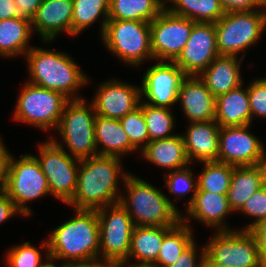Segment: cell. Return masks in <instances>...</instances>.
I'll return each instance as SVG.
<instances>
[{"instance_id": "cell-26", "label": "cell", "mask_w": 266, "mask_h": 267, "mask_svg": "<svg viewBox=\"0 0 266 267\" xmlns=\"http://www.w3.org/2000/svg\"><path fill=\"white\" fill-rule=\"evenodd\" d=\"M265 184L266 168L264 164L234 166L227 193L229 205L233 212L239 211L250 196Z\"/></svg>"}, {"instance_id": "cell-39", "label": "cell", "mask_w": 266, "mask_h": 267, "mask_svg": "<svg viewBox=\"0 0 266 267\" xmlns=\"http://www.w3.org/2000/svg\"><path fill=\"white\" fill-rule=\"evenodd\" d=\"M251 107V123L253 116L266 118V85L259 79L247 86Z\"/></svg>"}, {"instance_id": "cell-38", "label": "cell", "mask_w": 266, "mask_h": 267, "mask_svg": "<svg viewBox=\"0 0 266 267\" xmlns=\"http://www.w3.org/2000/svg\"><path fill=\"white\" fill-rule=\"evenodd\" d=\"M250 217H254V222L244 227L242 230H249L257 225L261 220L266 219V184L254 192L238 211Z\"/></svg>"}, {"instance_id": "cell-17", "label": "cell", "mask_w": 266, "mask_h": 267, "mask_svg": "<svg viewBox=\"0 0 266 267\" xmlns=\"http://www.w3.org/2000/svg\"><path fill=\"white\" fill-rule=\"evenodd\" d=\"M141 88L111 79L100 84L91 103L96 115L120 120L139 107Z\"/></svg>"}, {"instance_id": "cell-25", "label": "cell", "mask_w": 266, "mask_h": 267, "mask_svg": "<svg viewBox=\"0 0 266 267\" xmlns=\"http://www.w3.org/2000/svg\"><path fill=\"white\" fill-rule=\"evenodd\" d=\"M94 130L98 155L121 158L124 154L136 151L120 120L96 115Z\"/></svg>"}, {"instance_id": "cell-3", "label": "cell", "mask_w": 266, "mask_h": 267, "mask_svg": "<svg viewBox=\"0 0 266 267\" xmlns=\"http://www.w3.org/2000/svg\"><path fill=\"white\" fill-rule=\"evenodd\" d=\"M31 84L61 92L69 100H78L77 89L89 79L72 57L63 52L32 47L25 55Z\"/></svg>"}, {"instance_id": "cell-32", "label": "cell", "mask_w": 266, "mask_h": 267, "mask_svg": "<svg viewBox=\"0 0 266 267\" xmlns=\"http://www.w3.org/2000/svg\"><path fill=\"white\" fill-rule=\"evenodd\" d=\"M110 0H73L72 36L88 28L101 16V34L109 20ZM105 17V18H104Z\"/></svg>"}, {"instance_id": "cell-5", "label": "cell", "mask_w": 266, "mask_h": 267, "mask_svg": "<svg viewBox=\"0 0 266 267\" xmlns=\"http://www.w3.org/2000/svg\"><path fill=\"white\" fill-rule=\"evenodd\" d=\"M2 190L14 202L22 216L32 214L27 202L50 193L47 178L37 158L24 154L16 160L9 151L5 156Z\"/></svg>"}, {"instance_id": "cell-15", "label": "cell", "mask_w": 266, "mask_h": 267, "mask_svg": "<svg viewBox=\"0 0 266 267\" xmlns=\"http://www.w3.org/2000/svg\"><path fill=\"white\" fill-rule=\"evenodd\" d=\"M185 77L174 62L158 61L144 73L140 87L141 98L145 96L148 101L143 103L171 109L178 103V92Z\"/></svg>"}, {"instance_id": "cell-6", "label": "cell", "mask_w": 266, "mask_h": 267, "mask_svg": "<svg viewBox=\"0 0 266 267\" xmlns=\"http://www.w3.org/2000/svg\"><path fill=\"white\" fill-rule=\"evenodd\" d=\"M101 37L109 52L131 66L153 59L149 22L109 19Z\"/></svg>"}, {"instance_id": "cell-34", "label": "cell", "mask_w": 266, "mask_h": 267, "mask_svg": "<svg viewBox=\"0 0 266 267\" xmlns=\"http://www.w3.org/2000/svg\"><path fill=\"white\" fill-rule=\"evenodd\" d=\"M143 114L145 117L149 142L156 139H164L174 136L170 134L175 127L174 116L170 108L154 107L143 103Z\"/></svg>"}, {"instance_id": "cell-33", "label": "cell", "mask_w": 266, "mask_h": 267, "mask_svg": "<svg viewBox=\"0 0 266 267\" xmlns=\"http://www.w3.org/2000/svg\"><path fill=\"white\" fill-rule=\"evenodd\" d=\"M204 167L197 177L198 190L217 194H227L234 165L219 161L202 162Z\"/></svg>"}, {"instance_id": "cell-40", "label": "cell", "mask_w": 266, "mask_h": 267, "mask_svg": "<svg viewBox=\"0 0 266 267\" xmlns=\"http://www.w3.org/2000/svg\"><path fill=\"white\" fill-rule=\"evenodd\" d=\"M196 242L189 245L180 255V257L168 267H203L205 259V246H203L201 253L198 256ZM199 259V260H197Z\"/></svg>"}, {"instance_id": "cell-14", "label": "cell", "mask_w": 266, "mask_h": 267, "mask_svg": "<svg viewBox=\"0 0 266 267\" xmlns=\"http://www.w3.org/2000/svg\"><path fill=\"white\" fill-rule=\"evenodd\" d=\"M249 128L250 125L220 127L217 161L234 166L264 164L265 147Z\"/></svg>"}, {"instance_id": "cell-24", "label": "cell", "mask_w": 266, "mask_h": 267, "mask_svg": "<svg viewBox=\"0 0 266 267\" xmlns=\"http://www.w3.org/2000/svg\"><path fill=\"white\" fill-rule=\"evenodd\" d=\"M142 156L146 161L170 171L189 166L183 136L175 134L172 137L150 141L143 149Z\"/></svg>"}, {"instance_id": "cell-46", "label": "cell", "mask_w": 266, "mask_h": 267, "mask_svg": "<svg viewBox=\"0 0 266 267\" xmlns=\"http://www.w3.org/2000/svg\"><path fill=\"white\" fill-rule=\"evenodd\" d=\"M20 17L14 0H0V21Z\"/></svg>"}, {"instance_id": "cell-41", "label": "cell", "mask_w": 266, "mask_h": 267, "mask_svg": "<svg viewBox=\"0 0 266 267\" xmlns=\"http://www.w3.org/2000/svg\"><path fill=\"white\" fill-rule=\"evenodd\" d=\"M226 13L266 10V0H219Z\"/></svg>"}, {"instance_id": "cell-35", "label": "cell", "mask_w": 266, "mask_h": 267, "mask_svg": "<svg viewBox=\"0 0 266 267\" xmlns=\"http://www.w3.org/2000/svg\"><path fill=\"white\" fill-rule=\"evenodd\" d=\"M124 131L128 135L131 144L138 150L149 143V134L143 114V101L139 107L120 119Z\"/></svg>"}, {"instance_id": "cell-43", "label": "cell", "mask_w": 266, "mask_h": 267, "mask_svg": "<svg viewBox=\"0 0 266 267\" xmlns=\"http://www.w3.org/2000/svg\"><path fill=\"white\" fill-rule=\"evenodd\" d=\"M15 214L21 215L14 202L2 189H0V223H3Z\"/></svg>"}, {"instance_id": "cell-47", "label": "cell", "mask_w": 266, "mask_h": 267, "mask_svg": "<svg viewBox=\"0 0 266 267\" xmlns=\"http://www.w3.org/2000/svg\"><path fill=\"white\" fill-rule=\"evenodd\" d=\"M41 248H44L46 251V263H44L41 267H71L70 264H66L64 262H61L60 265L55 264L54 260L50 258L49 252H48V243L43 241V244L40 246ZM48 260V261H47ZM54 262V263H53Z\"/></svg>"}, {"instance_id": "cell-18", "label": "cell", "mask_w": 266, "mask_h": 267, "mask_svg": "<svg viewBox=\"0 0 266 267\" xmlns=\"http://www.w3.org/2000/svg\"><path fill=\"white\" fill-rule=\"evenodd\" d=\"M72 16L73 0H42L31 20L32 30L38 33L43 43L54 40L61 32L72 35Z\"/></svg>"}, {"instance_id": "cell-2", "label": "cell", "mask_w": 266, "mask_h": 267, "mask_svg": "<svg viewBox=\"0 0 266 267\" xmlns=\"http://www.w3.org/2000/svg\"><path fill=\"white\" fill-rule=\"evenodd\" d=\"M75 216L59 225L47 240L51 259L66 264L99 258V218L97 210L75 209Z\"/></svg>"}, {"instance_id": "cell-50", "label": "cell", "mask_w": 266, "mask_h": 267, "mask_svg": "<svg viewBox=\"0 0 266 267\" xmlns=\"http://www.w3.org/2000/svg\"><path fill=\"white\" fill-rule=\"evenodd\" d=\"M126 263H123V267H125L126 265H128L127 267H154V266H146V265H133V264H126Z\"/></svg>"}, {"instance_id": "cell-51", "label": "cell", "mask_w": 266, "mask_h": 267, "mask_svg": "<svg viewBox=\"0 0 266 267\" xmlns=\"http://www.w3.org/2000/svg\"><path fill=\"white\" fill-rule=\"evenodd\" d=\"M259 80H261L265 85H266V78H260Z\"/></svg>"}, {"instance_id": "cell-21", "label": "cell", "mask_w": 266, "mask_h": 267, "mask_svg": "<svg viewBox=\"0 0 266 267\" xmlns=\"http://www.w3.org/2000/svg\"><path fill=\"white\" fill-rule=\"evenodd\" d=\"M220 126L215 120L192 122L182 134L190 162L217 161Z\"/></svg>"}, {"instance_id": "cell-7", "label": "cell", "mask_w": 266, "mask_h": 267, "mask_svg": "<svg viewBox=\"0 0 266 267\" xmlns=\"http://www.w3.org/2000/svg\"><path fill=\"white\" fill-rule=\"evenodd\" d=\"M89 105L84 99L69 100L56 128L70 155L78 159L98 155L94 130L96 112L93 104Z\"/></svg>"}, {"instance_id": "cell-11", "label": "cell", "mask_w": 266, "mask_h": 267, "mask_svg": "<svg viewBox=\"0 0 266 267\" xmlns=\"http://www.w3.org/2000/svg\"><path fill=\"white\" fill-rule=\"evenodd\" d=\"M205 245V258L220 267H264L249 230L217 231Z\"/></svg>"}, {"instance_id": "cell-29", "label": "cell", "mask_w": 266, "mask_h": 267, "mask_svg": "<svg viewBox=\"0 0 266 267\" xmlns=\"http://www.w3.org/2000/svg\"><path fill=\"white\" fill-rule=\"evenodd\" d=\"M165 6L163 0H110L109 19L151 23Z\"/></svg>"}, {"instance_id": "cell-27", "label": "cell", "mask_w": 266, "mask_h": 267, "mask_svg": "<svg viewBox=\"0 0 266 267\" xmlns=\"http://www.w3.org/2000/svg\"><path fill=\"white\" fill-rule=\"evenodd\" d=\"M172 226H134L131 236L130 257L138 263L133 265L152 266L158 257L164 235Z\"/></svg>"}, {"instance_id": "cell-1", "label": "cell", "mask_w": 266, "mask_h": 267, "mask_svg": "<svg viewBox=\"0 0 266 267\" xmlns=\"http://www.w3.org/2000/svg\"><path fill=\"white\" fill-rule=\"evenodd\" d=\"M120 159L101 155L80 159L76 190L68 206L97 210L119 203L118 180L128 175L123 173Z\"/></svg>"}, {"instance_id": "cell-52", "label": "cell", "mask_w": 266, "mask_h": 267, "mask_svg": "<svg viewBox=\"0 0 266 267\" xmlns=\"http://www.w3.org/2000/svg\"><path fill=\"white\" fill-rule=\"evenodd\" d=\"M264 165H265V168H266V155H265Z\"/></svg>"}, {"instance_id": "cell-10", "label": "cell", "mask_w": 266, "mask_h": 267, "mask_svg": "<svg viewBox=\"0 0 266 267\" xmlns=\"http://www.w3.org/2000/svg\"><path fill=\"white\" fill-rule=\"evenodd\" d=\"M38 151L39 157H35L47 178L50 194L68 204L76 190L80 159L67 153L62 142L54 138L39 144Z\"/></svg>"}, {"instance_id": "cell-45", "label": "cell", "mask_w": 266, "mask_h": 267, "mask_svg": "<svg viewBox=\"0 0 266 267\" xmlns=\"http://www.w3.org/2000/svg\"><path fill=\"white\" fill-rule=\"evenodd\" d=\"M100 260V261H99ZM71 267H123V262L107 259H94L71 264Z\"/></svg>"}, {"instance_id": "cell-31", "label": "cell", "mask_w": 266, "mask_h": 267, "mask_svg": "<svg viewBox=\"0 0 266 267\" xmlns=\"http://www.w3.org/2000/svg\"><path fill=\"white\" fill-rule=\"evenodd\" d=\"M172 7L165 6L171 13L194 22L216 23L225 15L219 0H167Z\"/></svg>"}, {"instance_id": "cell-13", "label": "cell", "mask_w": 266, "mask_h": 267, "mask_svg": "<svg viewBox=\"0 0 266 267\" xmlns=\"http://www.w3.org/2000/svg\"><path fill=\"white\" fill-rule=\"evenodd\" d=\"M195 23L164 8L150 23L153 60L174 62L189 40Z\"/></svg>"}, {"instance_id": "cell-16", "label": "cell", "mask_w": 266, "mask_h": 267, "mask_svg": "<svg viewBox=\"0 0 266 267\" xmlns=\"http://www.w3.org/2000/svg\"><path fill=\"white\" fill-rule=\"evenodd\" d=\"M218 56L215 23L196 22L174 63L186 76H199Z\"/></svg>"}, {"instance_id": "cell-22", "label": "cell", "mask_w": 266, "mask_h": 267, "mask_svg": "<svg viewBox=\"0 0 266 267\" xmlns=\"http://www.w3.org/2000/svg\"><path fill=\"white\" fill-rule=\"evenodd\" d=\"M245 54L240 57V60L237 56L219 55L199 75V78L215 97L228 93L243 84L240 65Z\"/></svg>"}, {"instance_id": "cell-9", "label": "cell", "mask_w": 266, "mask_h": 267, "mask_svg": "<svg viewBox=\"0 0 266 267\" xmlns=\"http://www.w3.org/2000/svg\"><path fill=\"white\" fill-rule=\"evenodd\" d=\"M68 101L61 92L26 82L18 96L13 119L44 131L56 129Z\"/></svg>"}, {"instance_id": "cell-37", "label": "cell", "mask_w": 266, "mask_h": 267, "mask_svg": "<svg viewBox=\"0 0 266 267\" xmlns=\"http://www.w3.org/2000/svg\"><path fill=\"white\" fill-rule=\"evenodd\" d=\"M5 257L8 267H41L45 263L41 251L29 241L9 249Z\"/></svg>"}, {"instance_id": "cell-23", "label": "cell", "mask_w": 266, "mask_h": 267, "mask_svg": "<svg viewBox=\"0 0 266 267\" xmlns=\"http://www.w3.org/2000/svg\"><path fill=\"white\" fill-rule=\"evenodd\" d=\"M243 84L215 98V121L220 127L251 125L248 88Z\"/></svg>"}, {"instance_id": "cell-19", "label": "cell", "mask_w": 266, "mask_h": 267, "mask_svg": "<svg viewBox=\"0 0 266 267\" xmlns=\"http://www.w3.org/2000/svg\"><path fill=\"white\" fill-rule=\"evenodd\" d=\"M215 98L199 76H186L181 82L177 101L192 123L215 119Z\"/></svg>"}, {"instance_id": "cell-28", "label": "cell", "mask_w": 266, "mask_h": 267, "mask_svg": "<svg viewBox=\"0 0 266 267\" xmlns=\"http://www.w3.org/2000/svg\"><path fill=\"white\" fill-rule=\"evenodd\" d=\"M31 20L24 17L8 18L0 21V56L16 57L26 54L32 36Z\"/></svg>"}, {"instance_id": "cell-8", "label": "cell", "mask_w": 266, "mask_h": 267, "mask_svg": "<svg viewBox=\"0 0 266 267\" xmlns=\"http://www.w3.org/2000/svg\"><path fill=\"white\" fill-rule=\"evenodd\" d=\"M266 27V10L228 12L215 23L219 55L237 56L257 44Z\"/></svg>"}, {"instance_id": "cell-4", "label": "cell", "mask_w": 266, "mask_h": 267, "mask_svg": "<svg viewBox=\"0 0 266 267\" xmlns=\"http://www.w3.org/2000/svg\"><path fill=\"white\" fill-rule=\"evenodd\" d=\"M126 195L119 203L127 210L134 226H176L182 220L177 207L160 190L129 173L123 181Z\"/></svg>"}, {"instance_id": "cell-49", "label": "cell", "mask_w": 266, "mask_h": 267, "mask_svg": "<svg viewBox=\"0 0 266 267\" xmlns=\"http://www.w3.org/2000/svg\"><path fill=\"white\" fill-rule=\"evenodd\" d=\"M203 267H220L218 265L215 264H211L206 258L203 261Z\"/></svg>"}, {"instance_id": "cell-48", "label": "cell", "mask_w": 266, "mask_h": 267, "mask_svg": "<svg viewBox=\"0 0 266 267\" xmlns=\"http://www.w3.org/2000/svg\"><path fill=\"white\" fill-rule=\"evenodd\" d=\"M2 138L0 137V189H2V177H3V170H4V162H5V156L7 153V148L3 144Z\"/></svg>"}, {"instance_id": "cell-44", "label": "cell", "mask_w": 266, "mask_h": 267, "mask_svg": "<svg viewBox=\"0 0 266 267\" xmlns=\"http://www.w3.org/2000/svg\"><path fill=\"white\" fill-rule=\"evenodd\" d=\"M20 17L32 20L40 7L42 0H14Z\"/></svg>"}, {"instance_id": "cell-20", "label": "cell", "mask_w": 266, "mask_h": 267, "mask_svg": "<svg viewBox=\"0 0 266 267\" xmlns=\"http://www.w3.org/2000/svg\"><path fill=\"white\" fill-rule=\"evenodd\" d=\"M186 212V216L182 214V221L186 224L193 218L206 224L207 227L216 228L217 231H231L224 220L227 214L233 212L227 194L197 191L194 201Z\"/></svg>"}, {"instance_id": "cell-12", "label": "cell", "mask_w": 266, "mask_h": 267, "mask_svg": "<svg viewBox=\"0 0 266 267\" xmlns=\"http://www.w3.org/2000/svg\"><path fill=\"white\" fill-rule=\"evenodd\" d=\"M97 214L100 239L99 259L127 263L134 228L132 218L120 203L99 208Z\"/></svg>"}, {"instance_id": "cell-30", "label": "cell", "mask_w": 266, "mask_h": 267, "mask_svg": "<svg viewBox=\"0 0 266 267\" xmlns=\"http://www.w3.org/2000/svg\"><path fill=\"white\" fill-rule=\"evenodd\" d=\"M190 225L182 220L172 226L164 235V239L154 267L171 266L182 252L194 242V235Z\"/></svg>"}, {"instance_id": "cell-36", "label": "cell", "mask_w": 266, "mask_h": 267, "mask_svg": "<svg viewBox=\"0 0 266 267\" xmlns=\"http://www.w3.org/2000/svg\"><path fill=\"white\" fill-rule=\"evenodd\" d=\"M166 175L164 179L166 185L171 193L176 195L177 200L181 197H184L188 192L192 191L191 198L188 199L186 209L192 204L195 198V194L198 190L197 178L193 179V172L187 166V168H182L170 172H165Z\"/></svg>"}, {"instance_id": "cell-42", "label": "cell", "mask_w": 266, "mask_h": 267, "mask_svg": "<svg viewBox=\"0 0 266 267\" xmlns=\"http://www.w3.org/2000/svg\"><path fill=\"white\" fill-rule=\"evenodd\" d=\"M249 231L255 237L261 261L263 266L266 267V219L261 220Z\"/></svg>"}]
</instances>
